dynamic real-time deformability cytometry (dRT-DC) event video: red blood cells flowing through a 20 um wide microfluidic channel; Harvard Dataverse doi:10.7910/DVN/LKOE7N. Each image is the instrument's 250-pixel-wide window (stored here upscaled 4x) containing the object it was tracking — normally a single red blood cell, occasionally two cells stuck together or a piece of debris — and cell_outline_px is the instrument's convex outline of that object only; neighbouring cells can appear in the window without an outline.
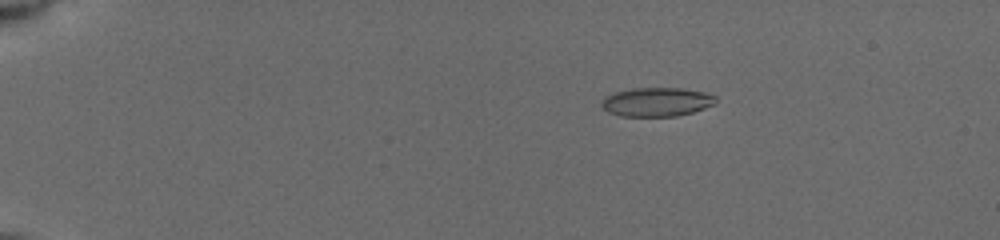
{"species": "common noctule bat (a hibernating species)", "species_latin": "Nyctalus noctula", "temperature_condition": "cold", "stored_images_in_passage": 56, "camera_frame_rate_fps": 3000, "um_per_image_px": 0.085, "animal": {"sex": "female", "body_mass_g": 19.5, "forearm_length_mm": 54.1}, "frame": {"image": 1, "passage_image": 12, "time_ms": 3.667, "image_size_px": [1000, 240], "cell_outline_px": [[716, 104], [692, 112], [676, 116], [620, 116], [608, 112], [600, 104], [604, 96], [612, 92], [632, 88], [680, 88], [704, 92], [716, 96]], "centroid_in_image_um": [55.79, 8.66], "position_along_channel_um": 29.2, "area_um2": 19.36}}
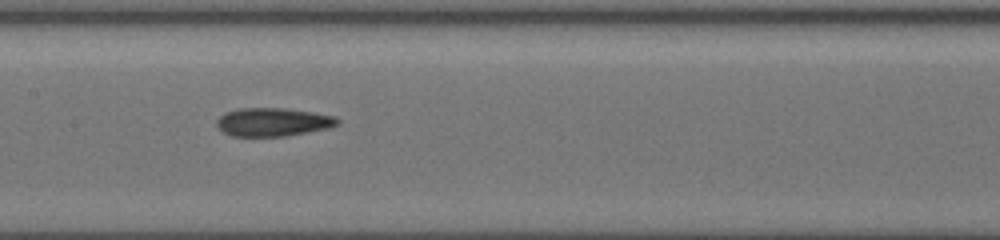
{"frame": {"image": 2, "passage_image": 31, "time_ms": 10.0, "image_size_px": [1000, 240], "cell_outline_px": [[340, 124], [328, 128], [308, 132], [284, 136], [232, 136], [224, 132], [216, 124], [216, 120], [224, 112], [236, 108], [284, 108], [312, 112], [336, 116], [340, 120]], "centroid_in_image_um": [23.21, 10.36], "position_along_channel_um": 184.2, "area_um2": 20.06}}
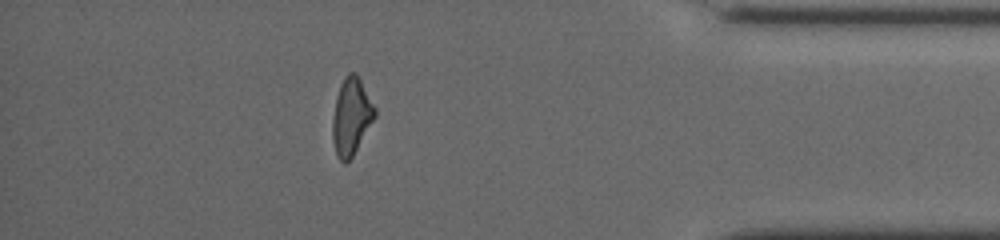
{"frame": {"image": 3, "passage_image": 50, "time_ms": 16.333, "image_size_px": [1000, 240], "cell_outline_px": [[376, 116], [352, 156], [344, 164], [336, 156], [332, 140], [332, 120], [336, 96], [340, 84], [344, 76], [348, 72], [356, 72], [376, 108]], "centroid_in_image_um": [29.84, 9.88], "position_along_channel_um": 405.4, "area_um2": 19.02}, "authors_computed_cell_mechanics": {"area_um2": 19.5653, "velocity_mm_per_s": 3.9573, "shape_relaxation_time_tau1_ms": null, "shape_relaxation_time_tau2_ms": 4.768, "deformation_change_tau1": null, "deformation_change_tau2": 0.1465}}